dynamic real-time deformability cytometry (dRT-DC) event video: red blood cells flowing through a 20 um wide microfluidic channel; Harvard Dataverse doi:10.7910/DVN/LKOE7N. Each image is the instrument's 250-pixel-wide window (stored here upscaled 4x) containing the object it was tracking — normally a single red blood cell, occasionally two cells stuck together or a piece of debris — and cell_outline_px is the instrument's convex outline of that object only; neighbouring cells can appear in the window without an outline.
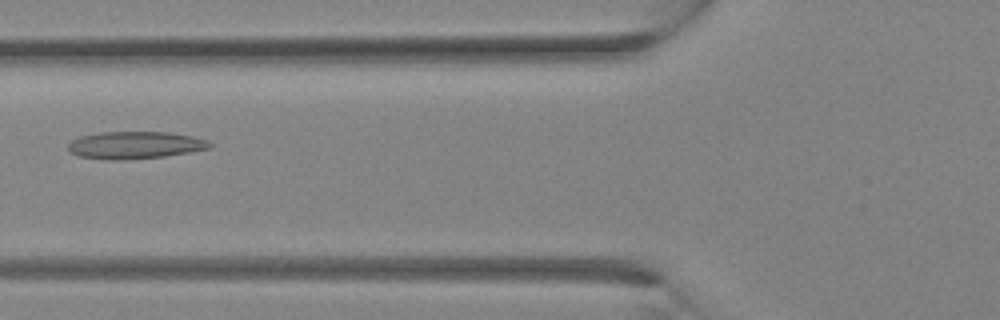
{"species": "Egyptian fruit bat (a non-hibernating species)", "species_latin": "Rousettus aegyptiacus", "temperature_condition": "room temperature", "stored_images_in_passage": 13, "camera_frame_rate_fps": 3000, "um_per_image_px": 0.085, "animal": {"sex": "female"}, "frame": {"image": 1, "passage_image": 4, "time_ms": 1.0, "image_size_px": [1000, 320], "cell_outline_px": [[212, 144], [208, 148], [192, 152], [164, 156], [124, 160], [104, 160], [80, 156], [72, 152], [68, 148], [68, 144], [72, 140], [80, 136], [100, 132], [168, 132], [192, 136], [208, 140]], "centroid_in_image_um": [11.48, 12.34], "position_along_channel_um": 114.3, "area_um2": 22.54}}
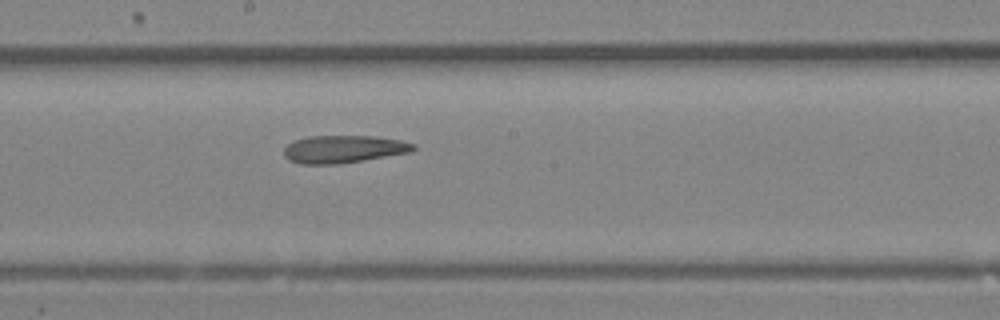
{"frame": {"image": 2, "passage_image": 9, "time_ms": 2.667, "image_size_px": [1000, 320], "cell_outline_px": [[416, 148], [412, 152], [340, 164], [300, 164], [288, 160], [284, 156], [284, 148], [288, 144], [296, 140], [308, 136], [376, 136], [400, 140], [416, 144]], "centroid_in_image_um": [29.22, 12.68], "position_along_channel_um": 219.0, "area_um2": 20.98}}
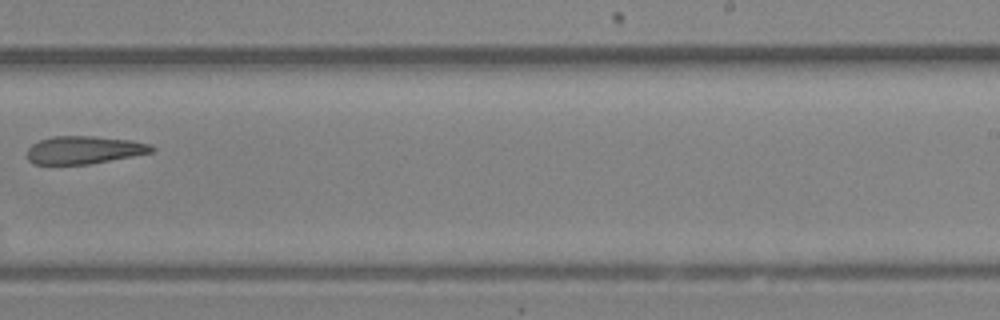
{"frame": {"image": 3, "passage_image": 12, "time_ms": 3.667, "image_size_px": [1000, 320], "cell_outline_px": [[156, 148], [152, 152], [132, 156], [88, 164], [32, 164], [28, 160], [28, 148], [32, 144], [40, 140], [52, 136], [92, 136], [132, 140], [152, 144]], "centroid_in_image_um": [7.15, 12.74], "position_along_channel_um": 281.8, "area_um2": 20.17}}